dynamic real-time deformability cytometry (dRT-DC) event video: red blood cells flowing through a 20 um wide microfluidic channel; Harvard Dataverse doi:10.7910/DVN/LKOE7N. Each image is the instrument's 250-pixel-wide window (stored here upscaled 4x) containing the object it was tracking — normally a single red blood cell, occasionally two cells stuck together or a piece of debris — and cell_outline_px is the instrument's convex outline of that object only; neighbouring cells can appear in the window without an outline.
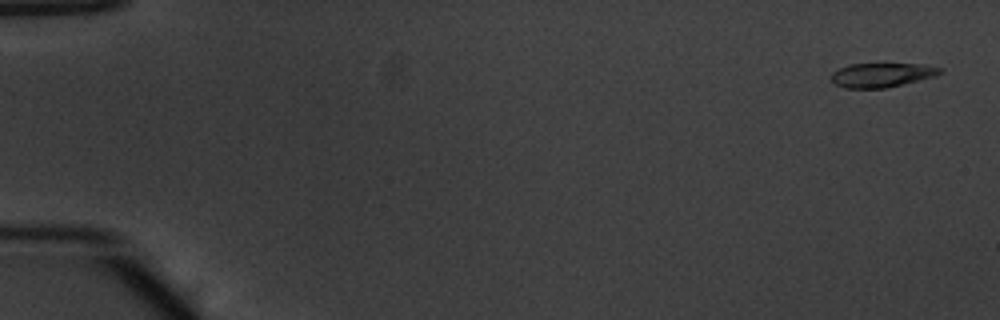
{"species": "common noctule bat (a hibernating species)", "species_latin": "Nyctalus noctula", "temperature_condition": "warm", "stored_images_in_passage": 53, "camera_frame_rate_fps": 3000, "um_per_image_px": 0.085, "animal": {"sex": "male", "body_mass_g": 20.1, "forearm_length_mm": 53.5}, "frame": {"image": 1, "passage_image": 2, "time_ms": 0.333, "image_size_px": [1000, 320], "cell_outline_px": [[944, 68], [936, 76], [884, 88], [844, 88], [836, 84], [832, 80], [832, 72], [848, 64], [924, 64]], "centroid_in_image_um": [74.96, 6.37], "position_along_channel_um": 10.0, "area_um2": 15.2}}
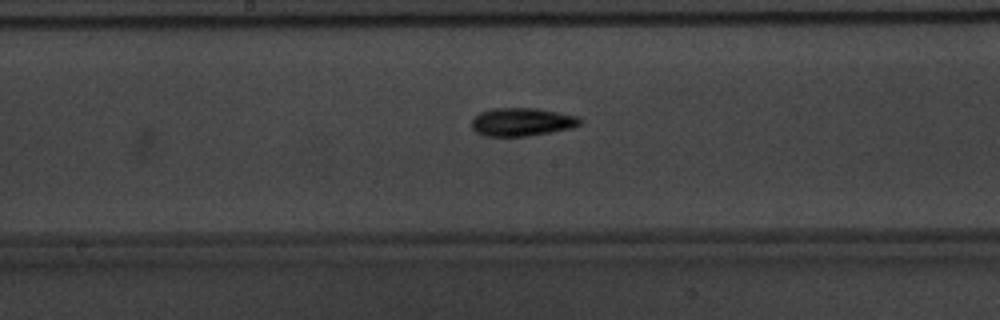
{"frame": {"image": 2, "passage_image": 29, "time_ms": 9.333, "image_size_px": [1000, 320], "cell_outline_px": [[580, 124], [572, 128], [528, 136], [484, 136], [476, 132], [472, 128], [472, 120], [480, 112], [492, 108], [536, 108], [576, 116], [580, 120]], "centroid_in_image_um": [44.32, 10.37], "position_along_channel_um": 203.9, "area_um2": 17.63}}
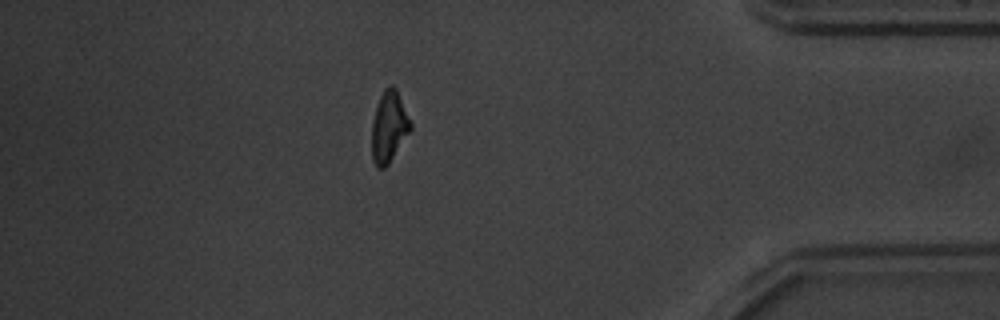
{"frame": {"image": 3, "passage_image": 47, "time_ms": 15.333, "image_size_px": [1000, 320], "cell_outline_px": [[412, 128], [388, 164], [384, 168], [376, 168], [372, 160], [372, 124], [376, 104], [384, 88], [388, 84], [392, 84], [396, 88], [412, 124]], "centroid_in_image_um": [33.05, 10.76], "position_along_channel_um": 402.2, "area_um2": 16.07}, "authors_computed_cell_mechanics": {"area_um2": 16.3574, "velocity_mm_per_s": 3.8573, "shape_relaxation_time_tau1_ms": 2.6303, "shape_relaxation_time_tau2_ms": 6.8058, "deformation_change_tau1": 0.1574, "deformation_change_tau2": 0.1622}}